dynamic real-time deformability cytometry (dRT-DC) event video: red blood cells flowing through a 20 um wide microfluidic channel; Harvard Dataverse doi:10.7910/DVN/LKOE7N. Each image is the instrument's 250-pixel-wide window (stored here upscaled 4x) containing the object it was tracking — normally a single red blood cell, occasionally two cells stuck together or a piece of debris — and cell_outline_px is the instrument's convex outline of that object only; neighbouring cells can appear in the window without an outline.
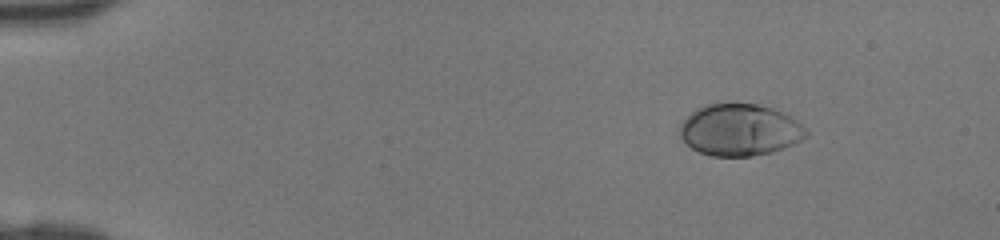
{"species": "human", "species_latin": "Homo sapiens", "temperature_condition": "room temperature", "stored_images_in_passage": 41, "camera_frame_rate_fps": 3000, "um_per_image_px": 0.085, "donor": {"sex": "female"}, "frame": {"image": 1, "passage_image": 1, "time_ms": 0.0, "image_size_px": [1000, 240], "cell_outline_px": [[808, 136], [784, 148], [752, 156], [712, 156], [700, 152], [692, 148], [680, 136], [680, 124], [696, 108], [704, 104], [732, 100], [756, 104], [772, 108], [796, 120], [808, 132]], "centroid_in_image_um": [62.85, 11.0], "position_along_channel_um": 22.2, "area_um2": 38.38}}
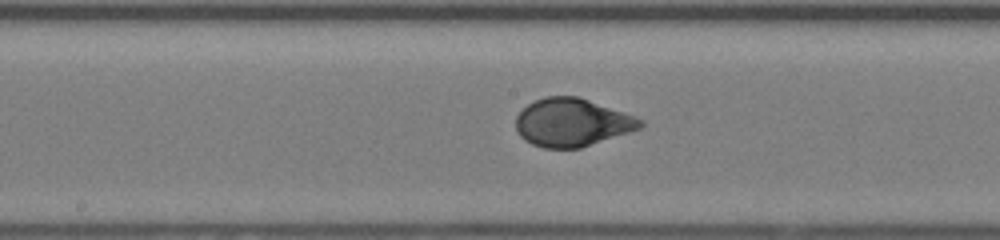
{"frame": {"image": 2, "passage_image": 20, "time_ms": 6.333, "image_size_px": [1000, 240], "cell_outline_px": [[644, 124], [640, 128], [580, 148], [544, 148], [532, 144], [524, 140], [520, 136], [516, 128], [516, 116], [528, 104], [544, 96], [576, 96], [588, 100], [644, 120]], "centroid_in_image_um": [48.58, 10.42], "position_along_channel_um": 199.6, "area_um2": 34.33}}
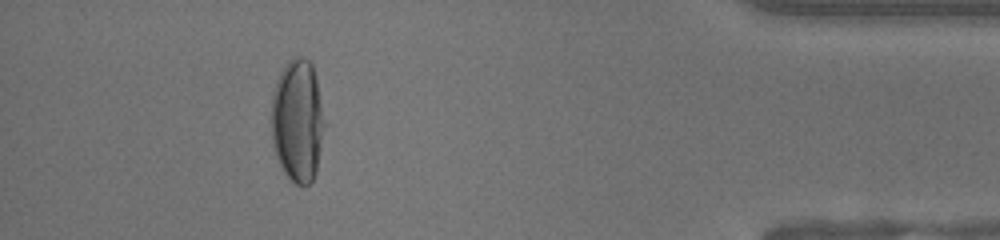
{"frame": {"image": 3, "passage_image": 37, "time_ms": 12.0, "image_size_px": [1000, 240], "cell_outline_px": [[328, 124], [316, 172], [312, 180], [304, 188], [296, 184], [284, 172], [276, 156], [272, 144], [272, 92], [276, 80], [280, 72], [288, 60], [292, 56], [304, 56], [312, 64], [316, 76]], "centroid_in_image_um": [25.35, 10.24], "position_along_channel_um": 409.9, "area_um2": 39.36}}